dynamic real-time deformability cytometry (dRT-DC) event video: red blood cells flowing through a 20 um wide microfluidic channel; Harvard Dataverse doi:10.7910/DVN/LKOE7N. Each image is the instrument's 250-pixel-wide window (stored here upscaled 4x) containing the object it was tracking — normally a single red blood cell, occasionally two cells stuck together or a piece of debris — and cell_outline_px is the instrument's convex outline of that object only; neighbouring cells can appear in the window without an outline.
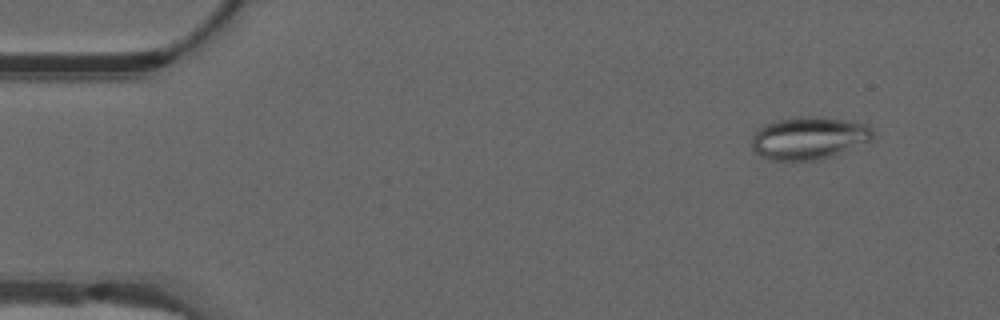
{"species": "common noctule bat (a hibernating species)", "species_latin": "Nyctalus noctula", "temperature_condition": "warm", "stored_images_in_passage": 55, "camera_frame_rate_fps": 3000, "um_per_image_px": 0.085, "animal": {"sex": "male", "forearm_length_mm": 52.5}, "frame": {"image": 1, "passage_image": 5, "time_ms": 1.333, "image_size_px": [1000, 320], "cell_outline_px": [[876, 136], [872, 140], [832, 156], [816, 160], [772, 160], [760, 156], [752, 148], [752, 136], [756, 128], [772, 120], [796, 116], [820, 116], [844, 120], [864, 124], [872, 128]], "centroid_in_image_um": [68.72, 11.71], "position_along_channel_um": 16.3, "area_um2": 30.46}}
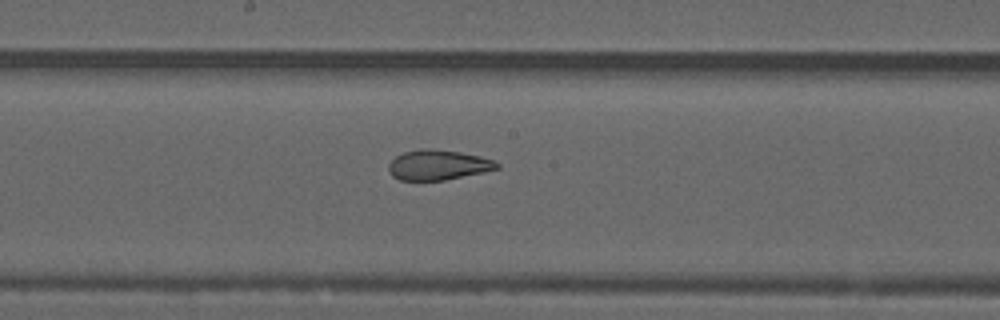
{"frame": {"image": 2, "passage_image": 29, "time_ms": 9.333, "image_size_px": [1000, 320], "cell_outline_px": [[500, 168], [484, 172], [444, 180], [400, 180], [392, 176], [388, 168], [388, 164], [396, 156], [404, 152], [420, 148], [428, 148], [460, 152], [480, 156], [496, 160], [500, 164]], "centroid_in_image_um": [37.26, 14.01], "position_along_channel_um": 210.9, "area_um2": 19.07}}
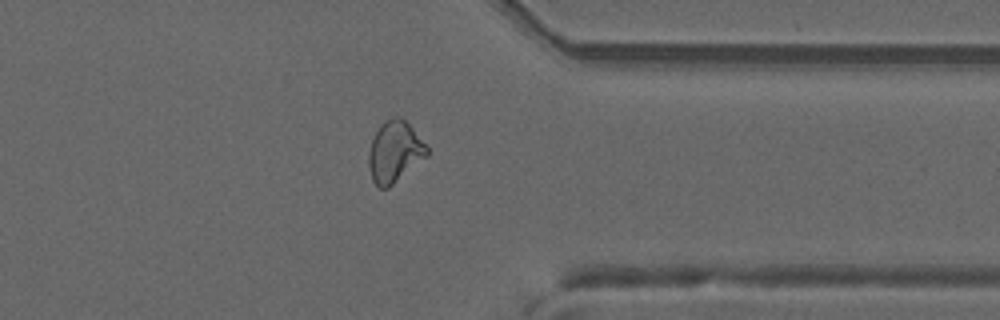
{"frame": {"image": 3, "passage_image": 43, "time_ms": 14.0, "image_size_px": [1000, 320], "cell_outline_px": [[428, 156], [388, 188], [380, 188], [372, 180], [368, 164], [368, 152], [372, 140], [380, 124], [384, 120], [392, 116], [396, 116], [404, 120], [412, 128], [428, 148]], "centroid_in_image_um": [33.53, 12.9], "position_along_channel_um": 377.9, "area_um2": 20.69}, "authors_computed_cell_mechanics": {"area_um2": 22.3108, "velocity_mm_per_s": 3.7266, "shape_relaxation_time_tau1_ms": null, "shape_relaxation_time_tau2_ms": 1.5013, "deformation_change_tau1": null, "deformation_change_tau2": 0.0849}}